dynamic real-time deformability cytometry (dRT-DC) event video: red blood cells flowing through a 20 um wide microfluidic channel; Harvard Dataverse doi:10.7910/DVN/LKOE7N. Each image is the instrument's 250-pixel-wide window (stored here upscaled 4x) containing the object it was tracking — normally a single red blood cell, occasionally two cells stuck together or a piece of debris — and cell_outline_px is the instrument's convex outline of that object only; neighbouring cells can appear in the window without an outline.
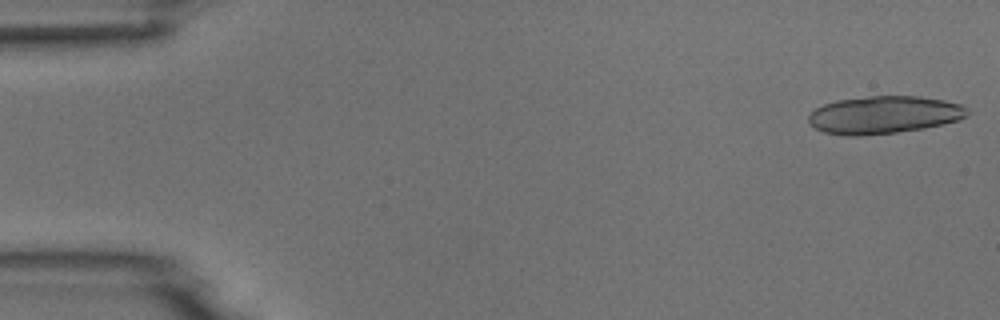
{"species": "common noctule bat (a hibernating species)", "species_latin": "Nyctalus noctula", "temperature_condition": "room temperature", "stored_images_in_passage": 5, "camera_frame_rate_fps": 3000, "um_per_image_px": 0.085, "animal": {"sex": "male", "body_mass_g": 18.8}, "frame": {"image": 1, "passage_image": 1, "time_ms": 0.0, "image_size_px": [1000, 320], "cell_outline_px": [[972, 112], [960, 120], [944, 124], [924, 128], [896, 132], [860, 136], [844, 136], [824, 132], [808, 124], [808, 116], [816, 108], [824, 104], [836, 100], [868, 96], [920, 96], [944, 100], [960, 104], [968, 108]], "centroid_in_image_um": [75.16, 9.76], "position_along_channel_um": 9.8, "area_um2": 35.14}}